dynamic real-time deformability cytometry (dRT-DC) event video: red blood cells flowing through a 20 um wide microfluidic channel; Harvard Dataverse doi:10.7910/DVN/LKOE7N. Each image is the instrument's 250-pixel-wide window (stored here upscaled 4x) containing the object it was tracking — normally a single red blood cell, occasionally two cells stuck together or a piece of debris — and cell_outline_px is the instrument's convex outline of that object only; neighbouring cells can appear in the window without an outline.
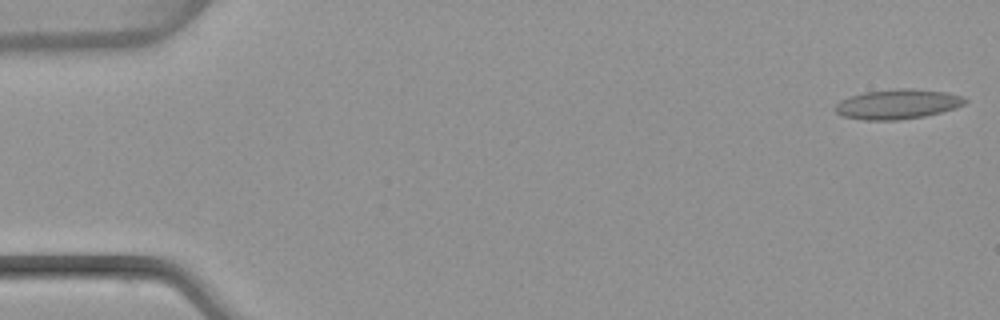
{"species": "common noctule bat (a hibernating species)", "species_latin": "Nyctalus noctula", "temperature_condition": "warm", "stored_images_in_passage": 51, "camera_frame_rate_fps": 3000, "um_per_image_px": 0.085, "animal": {"sex": "female", "body_mass_g": 22.7, "forearm_length_mm": 54.2}, "frame": {"image": 1, "passage_image": 1, "time_ms": 0.0, "image_size_px": [1000, 320], "cell_outline_px": [[968, 100], [964, 104], [956, 108], [924, 116], [900, 120], [864, 120], [844, 116], [836, 112], [836, 104], [840, 100], [864, 92], [900, 88], [912, 88], [948, 92], [960, 96]], "centroid_in_image_um": [76.32, 8.85], "position_along_channel_um": 8.7, "area_um2": 22.43}}
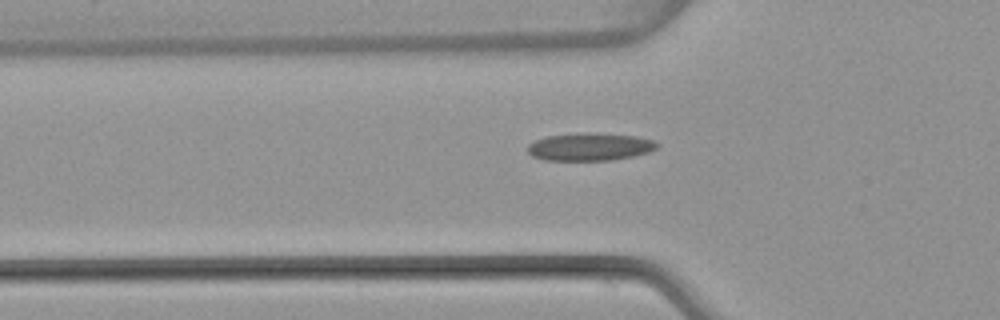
{"frame": {"image": 2, "passage_image": 17, "time_ms": 5.333, "image_size_px": [1000, 320], "cell_outline_px": [[660, 144], [656, 148], [648, 152], [632, 156], [612, 160], [544, 160], [532, 156], [528, 152], [528, 144], [536, 140], [548, 136], [576, 132], [588, 132], [636, 136], [652, 140]], "centroid_in_image_um": [50.12, 12.47], "position_along_channel_um": 75.7, "area_um2": 20.92}}
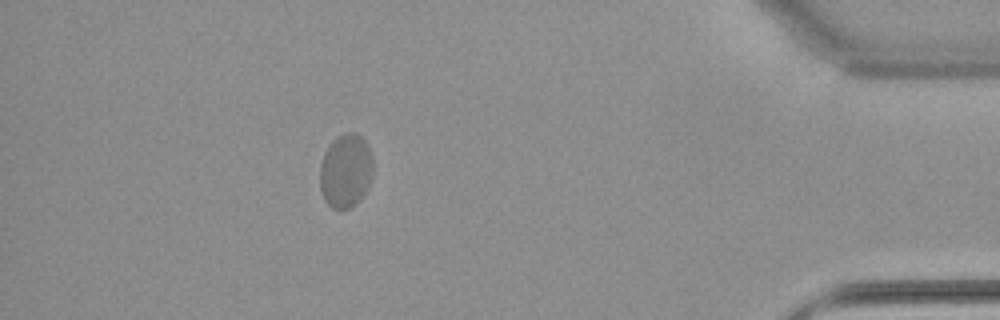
{"frame": {"image": 3, "passage_image": 46, "time_ms": 15.0, "image_size_px": [1000, 320], "cell_outline_px": [[372, 172], [368, 184], [364, 192], [348, 208], [340, 212], [332, 208], [324, 200], [320, 188], [320, 164], [324, 152], [332, 140], [336, 136], [344, 132], [356, 132], [368, 144], [372, 156]], "centroid_in_image_um": [29.35, 14.48], "position_along_channel_um": 405.9, "area_um2": 22.89}, "authors_computed_cell_mechanics": {"area_um2": 21.1548, "velocity_mm_per_s": 3.9312, "shape_relaxation_time_tau1_ms": null, "shape_relaxation_time_tau2_ms": 1.3898, "deformation_change_tau1": null, "deformation_change_tau2": 0.0634}}